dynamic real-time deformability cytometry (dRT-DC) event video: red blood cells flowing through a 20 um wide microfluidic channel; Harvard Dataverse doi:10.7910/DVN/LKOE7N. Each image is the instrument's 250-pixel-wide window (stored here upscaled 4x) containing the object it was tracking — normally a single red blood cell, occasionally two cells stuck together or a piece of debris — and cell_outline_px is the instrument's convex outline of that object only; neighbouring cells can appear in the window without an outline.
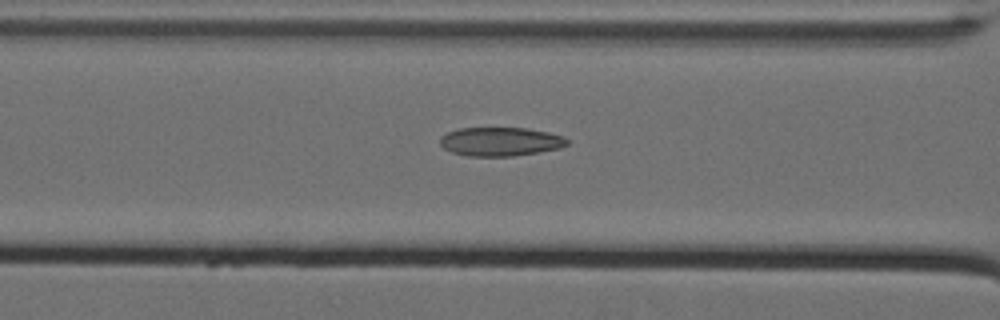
{"species": "Egyptian fruit bat (a non-hibernating species)", "species_latin": "Rousettus aegyptiacus", "temperature_condition": "cold", "stored_images_in_passage": 14, "camera_frame_rate_fps": 3000, "um_per_image_px": 0.085, "animal": {"sex": "female"}, "frame": {"image": 1, "passage_image": 12, "time_ms": 3.667, "image_size_px": [1000, 320], "cell_outline_px": [[568, 144], [560, 148], [512, 156], [468, 156], [452, 152], [444, 148], [440, 144], [440, 136], [448, 132], [460, 128], [528, 128], [548, 132], [564, 136], [568, 140]], "centroid_in_image_um": [42.53, 12.03], "position_along_channel_um": 124.1, "area_um2": 21.27}}